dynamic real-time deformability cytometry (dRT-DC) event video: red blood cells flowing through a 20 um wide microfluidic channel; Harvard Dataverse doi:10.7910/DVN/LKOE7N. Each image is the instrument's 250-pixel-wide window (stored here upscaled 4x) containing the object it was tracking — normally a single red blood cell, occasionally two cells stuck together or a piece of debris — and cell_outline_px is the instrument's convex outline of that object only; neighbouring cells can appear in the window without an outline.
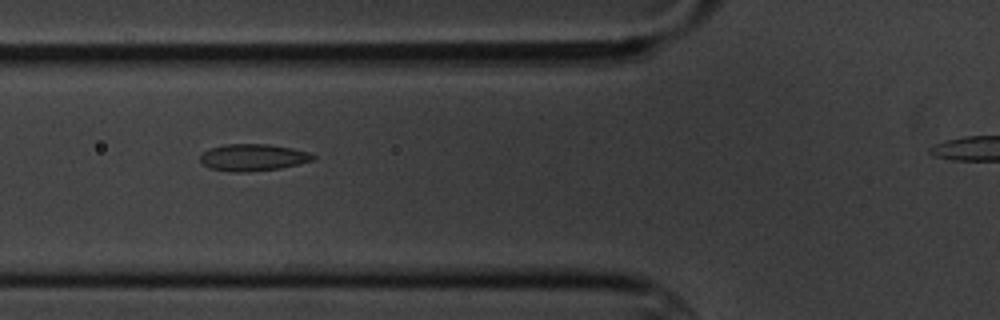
{"species": "common noctule bat (a hibernating species)", "species_latin": "Nyctalus noctula", "temperature_condition": "cold", "stored_images_in_passage": 6, "segment_of_instrument_passage": [1, 2], "camera_frame_rate_fps": 3000, "um_per_image_px": 0.085, "animal": {"sex": "male", "body_mass_g": 20.1, "forearm_length_mm": 53.5}, "frame": {"image": 1, "passage_image": 2, "time_ms": 1.0, "image_size_px": [1000, 320], "cell_outline_px": [[316, 160], [280, 168], [248, 172], [232, 172], [208, 168], [200, 160], [200, 156], [208, 148], [224, 144], [268, 144], [292, 148], [308, 152], [316, 156]], "centroid_in_image_um": [21.5, 13.38], "position_along_channel_um": 104.3, "area_um2": 17.8}}
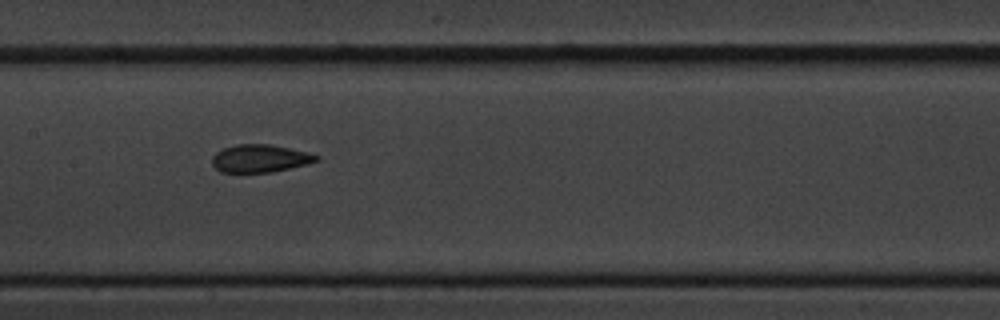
{"frame": {"image": 2, "passage_image": 4, "time_ms": 3.333, "image_size_px": [1000, 320], "cell_outline_px": [[320, 160], [308, 164], [272, 172], [220, 172], [212, 164], [212, 156], [216, 152], [224, 148], [236, 144], [268, 144], [308, 152], [320, 156]], "centroid_in_image_um": [22.11, 13.47], "position_along_channel_um": 185.3, "area_um2": 16.88}}
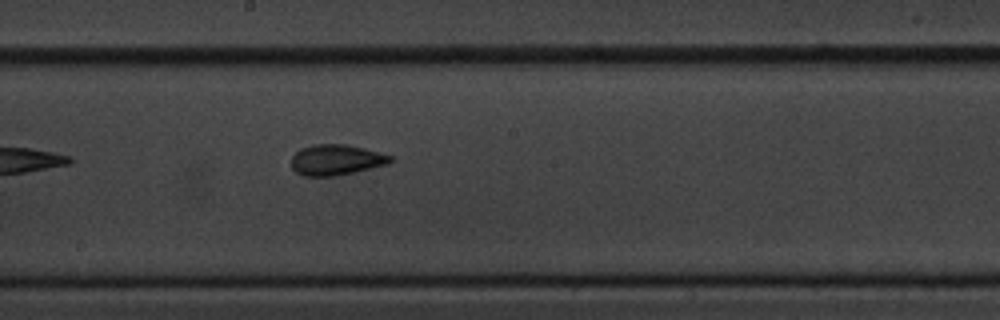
{"frame": {"image": 3, "passage_image": 5, "time_ms": 4.333, "image_size_px": [1000, 320], "cell_outline_px": [[392, 160], [388, 164], [336, 176], [304, 176], [296, 172], [292, 168], [292, 156], [300, 148], [312, 144], [348, 144], [380, 152], [392, 156]], "centroid_in_image_um": [28.56, 13.58], "position_along_channel_um": 219.6, "area_um2": 17.74}}